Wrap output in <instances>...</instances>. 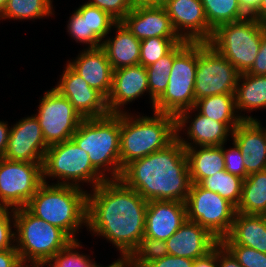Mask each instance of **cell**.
<instances>
[{
    "instance_id": "6da1fadb",
    "label": "cell",
    "mask_w": 266,
    "mask_h": 267,
    "mask_svg": "<svg viewBox=\"0 0 266 267\" xmlns=\"http://www.w3.org/2000/svg\"><path fill=\"white\" fill-rule=\"evenodd\" d=\"M87 194V230L130 256L145 232L148 201L120 179H109Z\"/></svg>"
},
{
    "instance_id": "7a4b0ae2",
    "label": "cell",
    "mask_w": 266,
    "mask_h": 267,
    "mask_svg": "<svg viewBox=\"0 0 266 267\" xmlns=\"http://www.w3.org/2000/svg\"><path fill=\"white\" fill-rule=\"evenodd\" d=\"M119 179L147 201L185 203L192 184L186 151L177 139L162 150L128 163Z\"/></svg>"
},
{
    "instance_id": "3957f363",
    "label": "cell",
    "mask_w": 266,
    "mask_h": 267,
    "mask_svg": "<svg viewBox=\"0 0 266 267\" xmlns=\"http://www.w3.org/2000/svg\"><path fill=\"white\" fill-rule=\"evenodd\" d=\"M51 184V185H50ZM43 182L26 208L36 217L65 231L73 240L87 227V194L83 188Z\"/></svg>"
},
{
    "instance_id": "277c9868",
    "label": "cell",
    "mask_w": 266,
    "mask_h": 267,
    "mask_svg": "<svg viewBox=\"0 0 266 267\" xmlns=\"http://www.w3.org/2000/svg\"><path fill=\"white\" fill-rule=\"evenodd\" d=\"M152 112L151 117L120 113L121 173L128 163L162 150L176 139V116Z\"/></svg>"
},
{
    "instance_id": "5b68a950",
    "label": "cell",
    "mask_w": 266,
    "mask_h": 267,
    "mask_svg": "<svg viewBox=\"0 0 266 267\" xmlns=\"http://www.w3.org/2000/svg\"><path fill=\"white\" fill-rule=\"evenodd\" d=\"M71 139L107 180L120 178V113L83 119Z\"/></svg>"
},
{
    "instance_id": "8992f818",
    "label": "cell",
    "mask_w": 266,
    "mask_h": 267,
    "mask_svg": "<svg viewBox=\"0 0 266 267\" xmlns=\"http://www.w3.org/2000/svg\"><path fill=\"white\" fill-rule=\"evenodd\" d=\"M15 248L21 260L48 263L74 241L65 231L34 216L26 207L14 209Z\"/></svg>"
},
{
    "instance_id": "52a82bcc",
    "label": "cell",
    "mask_w": 266,
    "mask_h": 267,
    "mask_svg": "<svg viewBox=\"0 0 266 267\" xmlns=\"http://www.w3.org/2000/svg\"><path fill=\"white\" fill-rule=\"evenodd\" d=\"M266 25L252 16L218 26L208 42L241 73L253 65Z\"/></svg>"
},
{
    "instance_id": "ba28073f",
    "label": "cell",
    "mask_w": 266,
    "mask_h": 267,
    "mask_svg": "<svg viewBox=\"0 0 266 267\" xmlns=\"http://www.w3.org/2000/svg\"><path fill=\"white\" fill-rule=\"evenodd\" d=\"M43 182L56 179L54 184L80 188L83 183L94 189L107 180L92 164L89 155L72 140L51 145L46 150L43 164ZM47 178V179H46ZM82 183V184H81Z\"/></svg>"
},
{
    "instance_id": "9c48e42d",
    "label": "cell",
    "mask_w": 266,
    "mask_h": 267,
    "mask_svg": "<svg viewBox=\"0 0 266 267\" xmlns=\"http://www.w3.org/2000/svg\"><path fill=\"white\" fill-rule=\"evenodd\" d=\"M198 61V42H189L175 57L169 83L154 102L153 111L177 116L195 105V78Z\"/></svg>"
},
{
    "instance_id": "30bf717a",
    "label": "cell",
    "mask_w": 266,
    "mask_h": 267,
    "mask_svg": "<svg viewBox=\"0 0 266 267\" xmlns=\"http://www.w3.org/2000/svg\"><path fill=\"white\" fill-rule=\"evenodd\" d=\"M185 205L187 219L206 228L219 241L230 233L236 207L218 193L192 183Z\"/></svg>"
},
{
    "instance_id": "8fae6325",
    "label": "cell",
    "mask_w": 266,
    "mask_h": 267,
    "mask_svg": "<svg viewBox=\"0 0 266 267\" xmlns=\"http://www.w3.org/2000/svg\"><path fill=\"white\" fill-rule=\"evenodd\" d=\"M239 74L208 42H198L195 101L217 94H235Z\"/></svg>"
},
{
    "instance_id": "7c38bea8",
    "label": "cell",
    "mask_w": 266,
    "mask_h": 267,
    "mask_svg": "<svg viewBox=\"0 0 266 267\" xmlns=\"http://www.w3.org/2000/svg\"><path fill=\"white\" fill-rule=\"evenodd\" d=\"M43 163L0 161V207L18 209L27 206L43 183Z\"/></svg>"
},
{
    "instance_id": "4fadbf2b",
    "label": "cell",
    "mask_w": 266,
    "mask_h": 267,
    "mask_svg": "<svg viewBox=\"0 0 266 267\" xmlns=\"http://www.w3.org/2000/svg\"><path fill=\"white\" fill-rule=\"evenodd\" d=\"M34 115L48 146L71 139L83 121L69 100L54 88L44 92Z\"/></svg>"
},
{
    "instance_id": "5bb4252c",
    "label": "cell",
    "mask_w": 266,
    "mask_h": 267,
    "mask_svg": "<svg viewBox=\"0 0 266 267\" xmlns=\"http://www.w3.org/2000/svg\"><path fill=\"white\" fill-rule=\"evenodd\" d=\"M181 131H185L187 134L185 136L188 138H183ZM229 135H232V131L223 122H217L200 114L194 107L183 110L176 116V139L184 148L221 146L227 142L228 137H232Z\"/></svg>"
},
{
    "instance_id": "9a60e30c",
    "label": "cell",
    "mask_w": 266,
    "mask_h": 267,
    "mask_svg": "<svg viewBox=\"0 0 266 267\" xmlns=\"http://www.w3.org/2000/svg\"><path fill=\"white\" fill-rule=\"evenodd\" d=\"M178 36L189 42H209L213 29L208 25L201 0H165L161 4Z\"/></svg>"
},
{
    "instance_id": "2e32d148",
    "label": "cell",
    "mask_w": 266,
    "mask_h": 267,
    "mask_svg": "<svg viewBox=\"0 0 266 267\" xmlns=\"http://www.w3.org/2000/svg\"><path fill=\"white\" fill-rule=\"evenodd\" d=\"M48 147L41 126L32 114L11 125L8 146L3 158L10 161L43 163Z\"/></svg>"
},
{
    "instance_id": "e0dca14e",
    "label": "cell",
    "mask_w": 266,
    "mask_h": 267,
    "mask_svg": "<svg viewBox=\"0 0 266 267\" xmlns=\"http://www.w3.org/2000/svg\"><path fill=\"white\" fill-rule=\"evenodd\" d=\"M54 89L66 97L83 119L109 114L106 98L90 87L67 63Z\"/></svg>"
},
{
    "instance_id": "ac0fdd59",
    "label": "cell",
    "mask_w": 266,
    "mask_h": 267,
    "mask_svg": "<svg viewBox=\"0 0 266 267\" xmlns=\"http://www.w3.org/2000/svg\"><path fill=\"white\" fill-rule=\"evenodd\" d=\"M121 22L140 41L151 37L180 38L161 4L135 3Z\"/></svg>"
},
{
    "instance_id": "d6986e66",
    "label": "cell",
    "mask_w": 266,
    "mask_h": 267,
    "mask_svg": "<svg viewBox=\"0 0 266 267\" xmlns=\"http://www.w3.org/2000/svg\"><path fill=\"white\" fill-rule=\"evenodd\" d=\"M145 92L149 93L146 67L138 64L114 70L111 92L106 99L109 113L127 112L124 107Z\"/></svg>"
},
{
    "instance_id": "ffe728a7",
    "label": "cell",
    "mask_w": 266,
    "mask_h": 267,
    "mask_svg": "<svg viewBox=\"0 0 266 267\" xmlns=\"http://www.w3.org/2000/svg\"><path fill=\"white\" fill-rule=\"evenodd\" d=\"M187 220L186 205L181 201H148L144 237L166 241Z\"/></svg>"
},
{
    "instance_id": "44dd1931",
    "label": "cell",
    "mask_w": 266,
    "mask_h": 267,
    "mask_svg": "<svg viewBox=\"0 0 266 267\" xmlns=\"http://www.w3.org/2000/svg\"><path fill=\"white\" fill-rule=\"evenodd\" d=\"M165 242L169 255L195 260L206 256L220 241L206 228L187 219Z\"/></svg>"
},
{
    "instance_id": "7402d4cb",
    "label": "cell",
    "mask_w": 266,
    "mask_h": 267,
    "mask_svg": "<svg viewBox=\"0 0 266 267\" xmlns=\"http://www.w3.org/2000/svg\"><path fill=\"white\" fill-rule=\"evenodd\" d=\"M262 126L260 120H243L232 131L248 174L266 170V128Z\"/></svg>"
},
{
    "instance_id": "603a6c76",
    "label": "cell",
    "mask_w": 266,
    "mask_h": 267,
    "mask_svg": "<svg viewBox=\"0 0 266 267\" xmlns=\"http://www.w3.org/2000/svg\"><path fill=\"white\" fill-rule=\"evenodd\" d=\"M67 64L81 76L87 84L108 98L113 79V68L108 60L107 54L102 47L80 51L73 61Z\"/></svg>"
},
{
    "instance_id": "cb8c5ba5",
    "label": "cell",
    "mask_w": 266,
    "mask_h": 267,
    "mask_svg": "<svg viewBox=\"0 0 266 267\" xmlns=\"http://www.w3.org/2000/svg\"><path fill=\"white\" fill-rule=\"evenodd\" d=\"M223 245H242L266 254V215L236 212L230 233Z\"/></svg>"
},
{
    "instance_id": "d4e9b609",
    "label": "cell",
    "mask_w": 266,
    "mask_h": 267,
    "mask_svg": "<svg viewBox=\"0 0 266 267\" xmlns=\"http://www.w3.org/2000/svg\"><path fill=\"white\" fill-rule=\"evenodd\" d=\"M113 29H116L115 37L107 36L102 43L113 70L140 64L141 41L121 21L116 22Z\"/></svg>"
},
{
    "instance_id": "484cf974",
    "label": "cell",
    "mask_w": 266,
    "mask_h": 267,
    "mask_svg": "<svg viewBox=\"0 0 266 267\" xmlns=\"http://www.w3.org/2000/svg\"><path fill=\"white\" fill-rule=\"evenodd\" d=\"M235 101L237 112L243 120H258L253 116H245L242 112L266 109V75L239 74Z\"/></svg>"
},
{
    "instance_id": "4316f807",
    "label": "cell",
    "mask_w": 266,
    "mask_h": 267,
    "mask_svg": "<svg viewBox=\"0 0 266 267\" xmlns=\"http://www.w3.org/2000/svg\"><path fill=\"white\" fill-rule=\"evenodd\" d=\"M192 183L225 170L223 144L221 146H195L185 148Z\"/></svg>"
},
{
    "instance_id": "83f0119b",
    "label": "cell",
    "mask_w": 266,
    "mask_h": 267,
    "mask_svg": "<svg viewBox=\"0 0 266 267\" xmlns=\"http://www.w3.org/2000/svg\"><path fill=\"white\" fill-rule=\"evenodd\" d=\"M194 108L210 119L223 122L231 131L243 121L237 114L235 94L203 97L195 102Z\"/></svg>"
},
{
    "instance_id": "f1b7e54d",
    "label": "cell",
    "mask_w": 266,
    "mask_h": 267,
    "mask_svg": "<svg viewBox=\"0 0 266 267\" xmlns=\"http://www.w3.org/2000/svg\"><path fill=\"white\" fill-rule=\"evenodd\" d=\"M236 212L266 215V170L251 173L243 180L242 196Z\"/></svg>"
},
{
    "instance_id": "f546056e",
    "label": "cell",
    "mask_w": 266,
    "mask_h": 267,
    "mask_svg": "<svg viewBox=\"0 0 266 267\" xmlns=\"http://www.w3.org/2000/svg\"><path fill=\"white\" fill-rule=\"evenodd\" d=\"M189 43L183 40L178 43L167 55L161 57L157 62L146 67L148 75L149 96L152 104L163 94L169 83L174 57Z\"/></svg>"
},
{
    "instance_id": "4dcf8cb0",
    "label": "cell",
    "mask_w": 266,
    "mask_h": 267,
    "mask_svg": "<svg viewBox=\"0 0 266 267\" xmlns=\"http://www.w3.org/2000/svg\"><path fill=\"white\" fill-rule=\"evenodd\" d=\"M53 0H8L0 20H34L54 15Z\"/></svg>"
},
{
    "instance_id": "1f68e13d",
    "label": "cell",
    "mask_w": 266,
    "mask_h": 267,
    "mask_svg": "<svg viewBox=\"0 0 266 267\" xmlns=\"http://www.w3.org/2000/svg\"><path fill=\"white\" fill-rule=\"evenodd\" d=\"M199 185L209 191L218 193L236 208L240 203L243 179L226 170L218 171L214 175L204 178Z\"/></svg>"
},
{
    "instance_id": "d6a6232c",
    "label": "cell",
    "mask_w": 266,
    "mask_h": 267,
    "mask_svg": "<svg viewBox=\"0 0 266 267\" xmlns=\"http://www.w3.org/2000/svg\"><path fill=\"white\" fill-rule=\"evenodd\" d=\"M208 25L215 30L224 23L238 21L247 17L238 0H201Z\"/></svg>"
},
{
    "instance_id": "836d02e7",
    "label": "cell",
    "mask_w": 266,
    "mask_h": 267,
    "mask_svg": "<svg viewBox=\"0 0 266 267\" xmlns=\"http://www.w3.org/2000/svg\"><path fill=\"white\" fill-rule=\"evenodd\" d=\"M181 38H161L151 37L141 41L140 45V64L148 67L157 62L161 57L167 55L178 43Z\"/></svg>"
},
{
    "instance_id": "e575fe53",
    "label": "cell",
    "mask_w": 266,
    "mask_h": 267,
    "mask_svg": "<svg viewBox=\"0 0 266 267\" xmlns=\"http://www.w3.org/2000/svg\"><path fill=\"white\" fill-rule=\"evenodd\" d=\"M76 11L80 15H87L89 33H94L102 42L111 33L113 25L117 22L107 12L88 3L80 5Z\"/></svg>"
},
{
    "instance_id": "d590c367",
    "label": "cell",
    "mask_w": 266,
    "mask_h": 267,
    "mask_svg": "<svg viewBox=\"0 0 266 267\" xmlns=\"http://www.w3.org/2000/svg\"><path fill=\"white\" fill-rule=\"evenodd\" d=\"M166 255H168V249L165 241L143 237L129 257L133 265L145 267L149 262Z\"/></svg>"
},
{
    "instance_id": "8d00e7d4",
    "label": "cell",
    "mask_w": 266,
    "mask_h": 267,
    "mask_svg": "<svg viewBox=\"0 0 266 267\" xmlns=\"http://www.w3.org/2000/svg\"><path fill=\"white\" fill-rule=\"evenodd\" d=\"M81 248V242L74 240L58 252L49 263L54 267H95L97 263L90 258V255L78 251Z\"/></svg>"
},
{
    "instance_id": "74e56055",
    "label": "cell",
    "mask_w": 266,
    "mask_h": 267,
    "mask_svg": "<svg viewBox=\"0 0 266 267\" xmlns=\"http://www.w3.org/2000/svg\"><path fill=\"white\" fill-rule=\"evenodd\" d=\"M67 23V32L77 43L87 44L86 49L102 47L103 42L94 33H89L87 15H80L75 10Z\"/></svg>"
},
{
    "instance_id": "f35d334b",
    "label": "cell",
    "mask_w": 266,
    "mask_h": 267,
    "mask_svg": "<svg viewBox=\"0 0 266 267\" xmlns=\"http://www.w3.org/2000/svg\"><path fill=\"white\" fill-rule=\"evenodd\" d=\"M13 228H15L14 209L0 207V251L16 249Z\"/></svg>"
},
{
    "instance_id": "ab89813d",
    "label": "cell",
    "mask_w": 266,
    "mask_h": 267,
    "mask_svg": "<svg viewBox=\"0 0 266 267\" xmlns=\"http://www.w3.org/2000/svg\"><path fill=\"white\" fill-rule=\"evenodd\" d=\"M242 267H266V254L242 245H224Z\"/></svg>"
},
{
    "instance_id": "60d3db41",
    "label": "cell",
    "mask_w": 266,
    "mask_h": 267,
    "mask_svg": "<svg viewBox=\"0 0 266 267\" xmlns=\"http://www.w3.org/2000/svg\"><path fill=\"white\" fill-rule=\"evenodd\" d=\"M87 3L107 12L117 22L121 21L135 5L132 0H89Z\"/></svg>"
},
{
    "instance_id": "b9f144b4",
    "label": "cell",
    "mask_w": 266,
    "mask_h": 267,
    "mask_svg": "<svg viewBox=\"0 0 266 267\" xmlns=\"http://www.w3.org/2000/svg\"><path fill=\"white\" fill-rule=\"evenodd\" d=\"M232 144V148L229 149L225 148L226 143L223 144L225 170L244 180L249 174L246 172L245 165L243 163V154L233 141Z\"/></svg>"
},
{
    "instance_id": "7bdbcfd3",
    "label": "cell",
    "mask_w": 266,
    "mask_h": 267,
    "mask_svg": "<svg viewBox=\"0 0 266 267\" xmlns=\"http://www.w3.org/2000/svg\"><path fill=\"white\" fill-rule=\"evenodd\" d=\"M194 260L173 255L149 262L145 267H193Z\"/></svg>"
},
{
    "instance_id": "ee69618b",
    "label": "cell",
    "mask_w": 266,
    "mask_h": 267,
    "mask_svg": "<svg viewBox=\"0 0 266 267\" xmlns=\"http://www.w3.org/2000/svg\"><path fill=\"white\" fill-rule=\"evenodd\" d=\"M253 75H266V32L262 36L261 46L252 67L246 72Z\"/></svg>"
},
{
    "instance_id": "f6af8a7d",
    "label": "cell",
    "mask_w": 266,
    "mask_h": 267,
    "mask_svg": "<svg viewBox=\"0 0 266 267\" xmlns=\"http://www.w3.org/2000/svg\"><path fill=\"white\" fill-rule=\"evenodd\" d=\"M218 267H242L221 242L218 243Z\"/></svg>"
},
{
    "instance_id": "bcb514c9",
    "label": "cell",
    "mask_w": 266,
    "mask_h": 267,
    "mask_svg": "<svg viewBox=\"0 0 266 267\" xmlns=\"http://www.w3.org/2000/svg\"><path fill=\"white\" fill-rule=\"evenodd\" d=\"M193 267H218V244L206 256L195 259Z\"/></svg>"
},
{
    "instance_id": "7dc6e473",
    "label": "cell",
    "mask_w": 266,
    "mask_h": 267,
    "mask_svg": "<svg viewBox=\"0 0 266 267\" xmlns=\"http://www.w3.org/2000/svg\"><path fill=\"white\" fill-rule=\"evenodd\" d=\"M20 260L19 253L16 249L0 251V267H13Z\"/></svg>"
},
{
    "instance_id": "c3c4849f",
    "label": "cell",
    "mask_w": 266,
    "mask_h": 267,
    "mask_svg": "<svg viewBox=\"0 0 266 267\" xmlns=\"http://www.w3.org/2000/svg\"><path fill=\"white\" fill-rule=\"evenodd\" d=\"M10 129L8 122L0 120V157H3L7 150Z\"/></svg>"
},
{
    "instance_id": "681fc988",
    "label": "cell",
    "mask_w": 266,
    "mask_h": 267,
    "mask_svg": "<svg viewBox=\"0 0 266 267\" xmlns=\"http://www.w3.org/2000/svg\"><path fill=\"white\" fill-rule=\"evenodd\" d=\"M262 0H238L239 6L247 16H252L261 5Z\"/></svg>"
},
{
    "instance_id": "f907efd6",
    "label": "cell",
    "mask_w": 266,
    "mask_h": 267,
    "mask_svg": "<svg viewBox=\"0 0 266 267\" xmlns=\"http://www.w3.org/2000/svg\"><path fill=\"white\" fill-rule=\"evenodd\" d=\"M132 264L131 259L129 256L126 255H120V258L112 262L110 265L106 267H129ZM95 267H105L101 266L100 264H96Z\"/></svg>"
},
{
    "instance_id": "816d5d0a",
    "label": "cell",
    "mask_w": 266,
    "mask_h": 267,
    "mask_svg": "<svg viewBox=\"0 0 266 267\" xmlns=\"http://www.w3.org/2000/svg\"><path fill=\"white\" fill-rule=\"evenodd\" d=\"M259 23L266 25V0H262L259 9L252 15Z\"/></svg>"
},
{
    "instance_id": "f5cc1de1",
    "label": "cell",
    "mask_w": 266,
    "mask_h": 267,
    "mask_svg": "<svg viewBox=\"0 0 266 267\" xmlns=\"http://www.w3.org/2000/svg\"><path fill=\"white\" fill-rule=\"evenodd\" d=\"M13 267H36V264L26 260H20Z\"/></svg>"
},
{
    "instance_id": "db71d44e",
    "label": "cell",
    "mask_w": 266,
    "mask_h": 267,
    "mask_svg": "<svg viewBox=\"0 0 266 267\" xmlns=\"http://www.w3.org/2000/svg\"><path fill=\"white\" fill-rule=\"evenodd\" d=\"M8 0H0V14L3 12Z\"/></svg>"
},
{
    "instance_id": "11a10c76",
    "label": "cell",
    "mask_w": 266,
    "mask_h": 267,
    "mask_svg": "<svg viewBox=\"0 0 266 267\" xmlns=\"http://www.w3.org/2000/svg\"><path fill=\"white\" fill-rule=\"evenodd\" d=\"M47 265H48V267H54L49 262L48 263H36V267H45Z\"/></svg>"
},
{
    "instance_id": "9f6ffc18",
    "label": "cell",
    "mask_w": 266,
    "mask_h": 267,
    "mask_svg": "<svg viewBox=\"0 0 266 267\" xmlns=\"http://www.w3.org/2000/svg\"><path fill=\"white\" fill-rule=\"evenodd\" d=\"M134 3H150L152 0H132Z\"/></svg>"
},
{
    "instance_id": "6f0895ef",
    "label": "cell",
    "mask_w": 266,
    "mask_h": 267,
    "mask_svg": "<svg viewBox=\"0 0 266 267\" xmlns=\"http://www.w3.org/2000/svg\"><path fill=\"white\" fill-rule=\"evenodd\" d=\"M165 0H152V3L162 4Z\"/></svg>"
},
{
    "instance_id": "680465c9",
    "label": "cell",
    "mask_w": 266,
    "mask_h": 267,
    "mask_svg": "<svg viewBox=\"0 0 266 267\" xmlns=\"http://www.w3.org/2000/svg\"><path fill=\"white\" fill-rule=\"evenodd\" d=\"M129 267H138V266H135V265L131 264Z\"/></svg>"
}]
</instances>
